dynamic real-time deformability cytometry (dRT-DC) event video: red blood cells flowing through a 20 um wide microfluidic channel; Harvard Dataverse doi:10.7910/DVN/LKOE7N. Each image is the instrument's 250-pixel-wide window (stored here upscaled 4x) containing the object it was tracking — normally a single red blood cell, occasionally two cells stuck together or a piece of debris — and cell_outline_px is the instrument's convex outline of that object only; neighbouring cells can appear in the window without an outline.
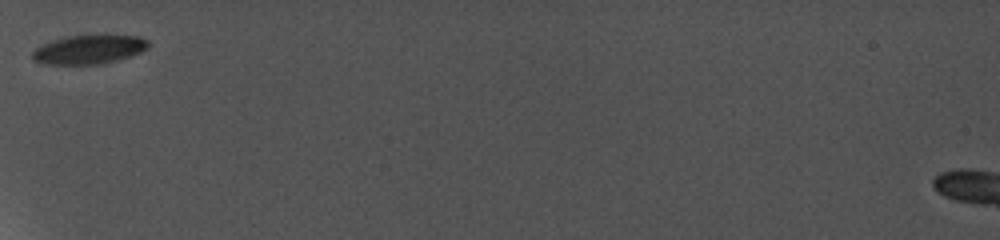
{"species": "common noctule bat (a hibernating species)", "species_latin": "Nyctalus noctula", "temperature_condition": "cold", "stored_images_in_passage": 2, "camera_frame_rate_fps": 5000, "um_per_image_px": 0.085, "animal": {"sex": "female", "body_mass_g": 19.0, "forearm_length_mm": 56.7}, "frame": {"image": 1, "passage_image": 1, "time_ms": 0.0, "image_size_px": [1000, 240], "cell_outline_px": [[148, 48], [140, 52], [104, 64], [40, 64], [32, 60], [32, 52], [36, 48], [52, 40], [68, 36], [92, 32], [104, 32], [140, 36], [148, 40]], "centroid_in_image_um": [7.59, 4.14], "position_along_channel_um": 77.4, "area_um2": 20.52}}
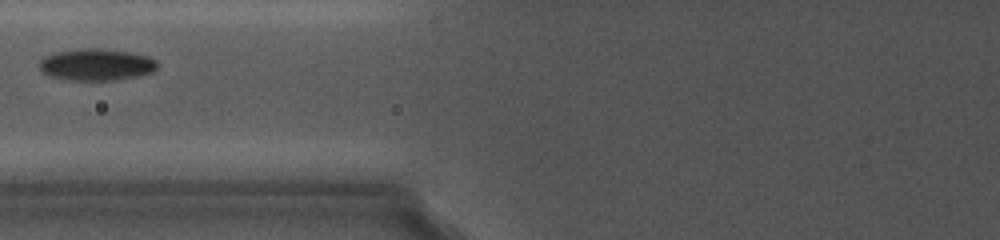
{"frame": {"image": 2, "passage_image": 2, "time_ms": 1.2, "image_size_px": [1000, 240], "cell_outline_px": [[160, 64], [152, 72], [136, 76], [108, 80], [72, 80], [48, 76], [40, 72], [40, 60], [44, 56], [56, 52], [80, 48], [100, 48], [128, 52], [148, 56], [156, 60]], "centroid_in_image_um": [8.17, 5.48], "position_along_channel_um": 117.6, "area_um2": 21.85}}